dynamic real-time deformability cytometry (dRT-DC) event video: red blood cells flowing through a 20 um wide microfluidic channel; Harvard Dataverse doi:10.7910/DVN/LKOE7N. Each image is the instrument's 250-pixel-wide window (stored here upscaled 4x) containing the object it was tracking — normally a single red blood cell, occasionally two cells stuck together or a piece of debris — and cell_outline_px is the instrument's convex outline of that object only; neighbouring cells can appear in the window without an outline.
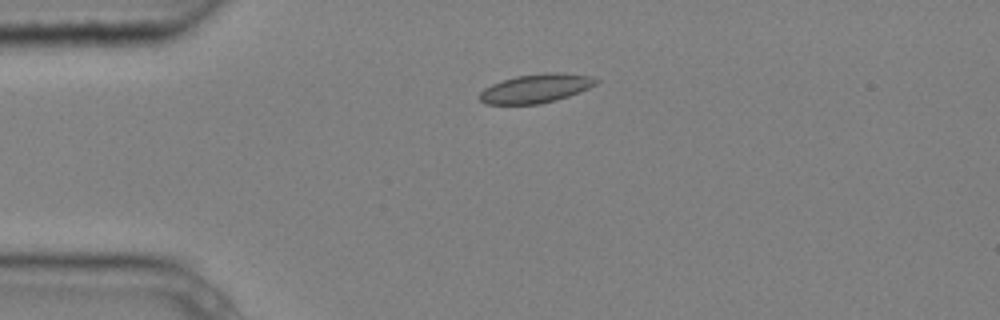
{"species": "common noctule bat (a hibernating species)", "species_latin": "Nyctalus noctula", "temperature_condition": "cold", "stored_images_in_passage": 3, "camera_frame_rate_fps": 3000, "um_per_image_px": 0.085, "animal": {"sex": "male", "body_mass_g": 20.4}, "frame": {"image": 1, "passage_image": 2, "time_ms": 0.333, "image_size_px": [1000, 320], "cell_outline_px": [[600, 80], [596, 84], [580, 92], [556, 100], [540, 104], [484, 104], [480, 100], [480, 92], [484, 88], [492, 84], [516, 76], [544, 72], [564, 72], [592, 76]], "centroid_in_image_um": [45.58, 7.5], "position_along_channel_um": 39.4, "area_um2": 19.71}}